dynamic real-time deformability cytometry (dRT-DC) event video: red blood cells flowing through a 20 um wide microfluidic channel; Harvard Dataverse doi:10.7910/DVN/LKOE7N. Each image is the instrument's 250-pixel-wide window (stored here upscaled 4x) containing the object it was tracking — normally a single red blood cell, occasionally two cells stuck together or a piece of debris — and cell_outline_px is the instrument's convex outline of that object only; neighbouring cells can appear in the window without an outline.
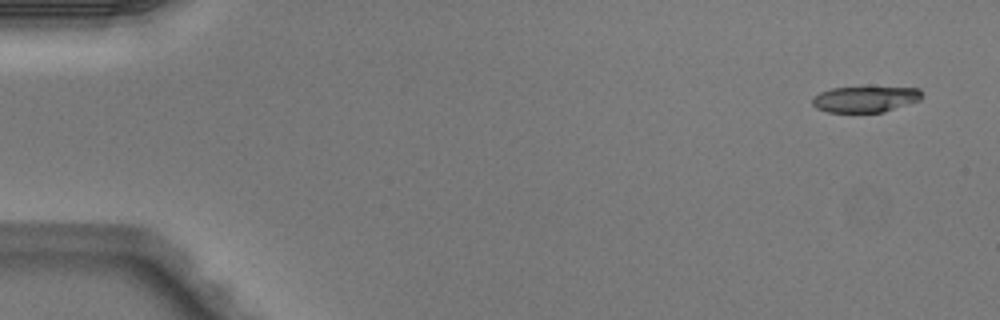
{"species": "Egyptian fruit bat (a non-hibernating species)", "species_latin": "Rousettus aegyptiacus", "temperature_condition": "warm", "stored_images_in_passage": 5, "camera_frame_rate_fps": 3000, "um_per_image_px": 0.085, "animal": {"sex": "male"}, "frame": {"image": 1, "passage_image": 1, "time_ms": 0.0, "image_size_px": [1000, 320], "cell_outline_px": [[924, 96], [920, 100], [884, 112], [828, 112], [816, 108], [812, 104], [812, 96], [820, 92], [832, 88], [920, 88]], "centroid_in_image_um": [73.54, 8.44], "position_along_channel_um": 11.5, "area_um2": 16.47}}
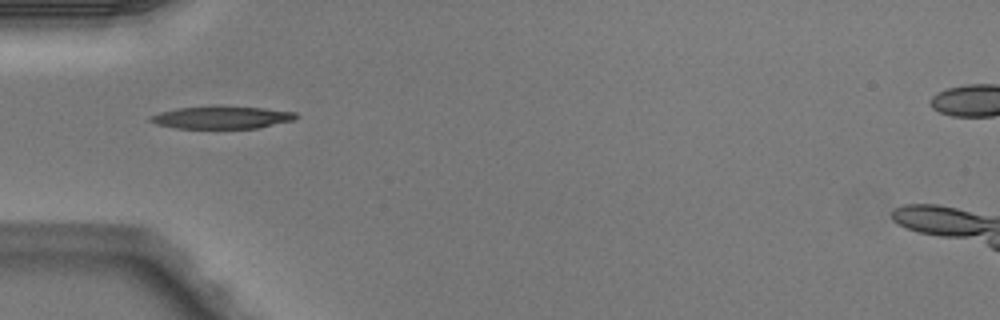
{"frame": {"image": 2, "passage_image": 5, "time_ms": 1.333, "image_size_px": [1000, 320], "cell_outline_px": [[300, 116], [296, 120], [260, 128], [176, 128], [156, 124], [148, 120], [148, 116], [160, 112], [176, 108], [264, 108], [296, 112]], "centroid_in_image_um": [18.89, 10.02], "position_along_channel_um": 66.1, "area_um2": 18.61}}